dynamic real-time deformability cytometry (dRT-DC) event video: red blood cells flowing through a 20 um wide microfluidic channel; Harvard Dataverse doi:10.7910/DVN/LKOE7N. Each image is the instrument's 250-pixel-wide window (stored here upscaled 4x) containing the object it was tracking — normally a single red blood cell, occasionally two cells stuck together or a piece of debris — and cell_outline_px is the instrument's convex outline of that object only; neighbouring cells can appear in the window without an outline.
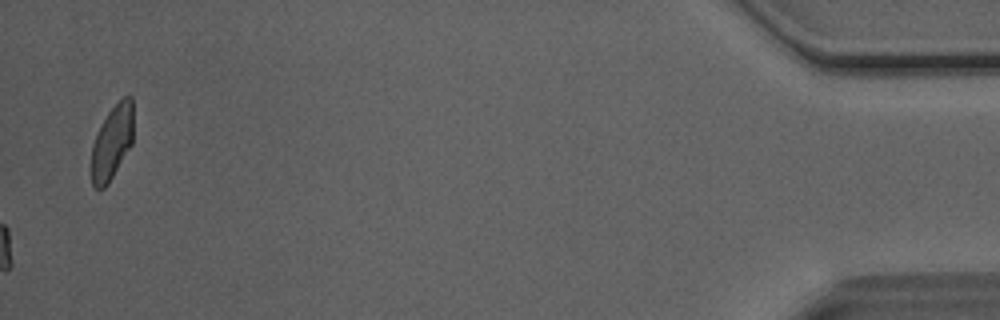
{"species": "Egyptian fruit bat (a non-hibernating species)", "species_latin": "Rousettus aegyptiacus", "temperature_condition": "room temperature", "stored_images_in_passage": 52, "camera_frame_rate_fps": 3000, "um_per_image_px": 0.085, "animal": {"sex": "male"}, "frame": {"image": 1, "passage_image": 52, "time_ms": 17.0, "image_size_px": [1000, 320], "cell_outline_px": [[132, 144], [108, 184], [104, 188], [96, 188], [92, 184], [92, 144], [96, 132], [100, 124], [108, 112], [124, 96], [132, 96]], "centroid_in_image_um": [9.51, 12.09], "position_along_channel_um": 425.7, "area_um2": 17.98}, "authors_computed_cell_mechanics": {"area_um2": 19.5653, "velocity_mm_per_s": 4.0657, "shape_relaxation_time_tau1_ms": 3.0145, "shape_relaxation_time_tau2_ms": 0.9721, "deformation_change_tau1": 0.0742, "deformation_change_tau2": 0.0345}}